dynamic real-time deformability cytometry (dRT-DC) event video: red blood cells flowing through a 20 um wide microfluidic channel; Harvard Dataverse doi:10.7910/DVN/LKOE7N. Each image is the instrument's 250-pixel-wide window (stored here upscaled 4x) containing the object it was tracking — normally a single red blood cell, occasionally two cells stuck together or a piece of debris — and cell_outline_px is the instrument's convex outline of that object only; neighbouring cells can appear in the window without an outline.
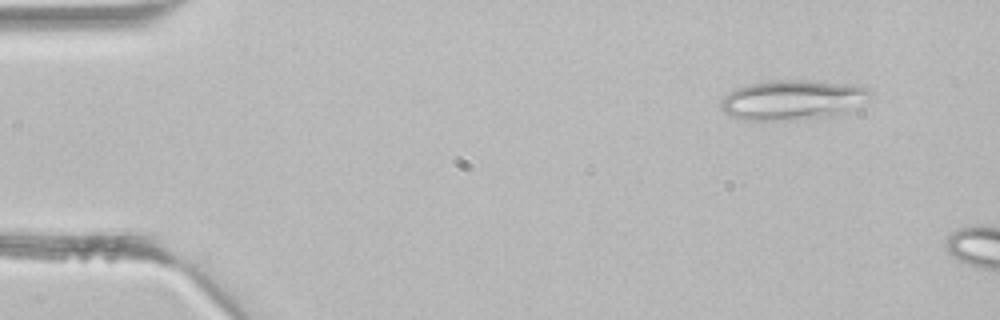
{"species": "common noctule bat (a hibernating species)", "species_latin": "Nyctalus noctula", "temperature_condition": "room temperature", "stored_images_in_passage": 4, "camera_frame_rate_fps": 3000, "um_per_image_px": 0.085, "animal": {"sex": "male", "body_mass_g": 21.5, "forearm_length_mm": 52.0}, "frame": {"image": 1, "passage_image": 1, "time_ms": 0.0, "image_size_px": [1000, 320], "cell_outline_px": [[872, 92], [848, 112], [840, 116], [792, 120], [744, 120], [728, 116], [720, 108], [720, 100], [728, 92], [736, 88], [748, 84], [776, 80], [808, 80], [856, 84], [868, 88]], "centroid_in_image_um": [67.34, 8.5], "position_along_channel_um": 17.7, "area_um2": 35.14}}